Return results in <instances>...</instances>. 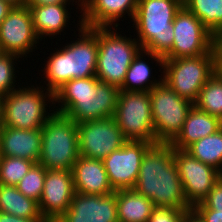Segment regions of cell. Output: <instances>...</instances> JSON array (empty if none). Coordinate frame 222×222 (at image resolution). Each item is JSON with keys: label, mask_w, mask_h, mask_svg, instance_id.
Wrapping results in <instances>:
<instances>
[{"label": "cell", "mask_w": 222, "mask_h": 222, "mask_svg": "<svg viewBox=\"0 0 222 222\" xmlns=\"http://www.w3.org/2000/svg\"><path fill=\"white\" fill-rule=\"evenodd\" d=\"M198 109L222 120V76L214 73L200 90L194 103Z\"/></svg>", "instance_id": "obj_28"}, {"label": "cell", "mask_w": 222, "mask_h": 222, "mask_svg": "<svg viewBox=\"0 0 222 222\" xmlns=\"http://www.w3.org/2000/svg\"><path fill=\"white\" fill-rule=\"evenodd\" d=\"M113 118L127 140L158 144L149 92L119 90Z\"/></svg>", "instance_id": "obj_9"}, {"label": "cell", "mask_w": 222, "mask_h": 222, "mask_svg": "<svg viewBox=\"0 0 222 222\" xmlns=\"http://www.w3.org/2000/svg\"><path fill=\"white\" fill-rule=\"evenodd\" d=\"M203 222H222V210L192 209Z\"/></svg>", "instance_id": "obj_35"}, {"label": "cell", "mask_w": 222, "mask_h": 222, "mask_svg": "<svg viewBox=\"0 0 222 222\" xmlns=\"http://www.w3.org/2000/svg\"><path fill=\"white\" fill-rule=\"evenodd\" d=\"M183 0H138L133 28L142 49L164 57L173 46L172 22Z\"/></svg>", "instance_id": "obj_4"}, {"label": "cell", "mask_w": 222, "mask_h": 222, "mask_svg": "<svg viewBox=\"0 0 222 222\" xmlns=\"http://www.w3.org/2000/svg\"><path fill=\"white\" fill-rule=\"evenodd\" d=\"M186 151L222 173V128L194 142Z\"/></svg>", "instance_id": "obj_26"}, {"label": "cell", "mask_w": 222, "mask_h": 222, "mask_svg": "<svg viewBox=\"0 0 222 222\" xmlns=\"http://www.w3.org/2000/svg\"><path fill=\"white\" fill-rule=\"evenodd\" d=\"M181 222H203V220L191 209L186 212Z\"/></svg>", "instance_id": "obj_39"}, {"label": "cell", "mask_w": 222, "mask_h": 222, "mask_svg": "<svg viewBox=\"0 0 222 222\" xmlns=\"http://www.w3.org/2000/svg\"><path fill=\"white\" fill-rule=\"evenodd\" d=\"M133 190L155 207L192 209L174 161V148L169 143L154 144L146 151Z\"/></svg>", "instance_id": "obj_1"}, {"label": "cell", "mask_w": 222, "mask_h": 222, "mask_svg": "<svg viewBox=\"0 0 222 222\" xmlns=\"http://www.w3.org/2000/svg\"><path fill=\"white\" fill-rule=\"evenodd\" d=\"M222 128V120L192 106L179 134L169 143L174 149L186 150L194 142Z\"/></svg>", "instance_id": "obj_21"}, {"label": "cell", "mask_w": 222, "mask_h": 222, "mask_svg": "<svg viewBox=\"0 0 222 222\" xmlns=\"http://www.w3.org/2000/svg\"><path fill=\"white\" fill-rule=\"evenodd\" d=\"M71 3L50 4L45 6H28L31 10L33 24L40 41L45 36L61 35L64 28L68 27L71 16L66 5ZM70 15V16H69Z\"/></svg>", "instance_id": "obj_23"}, {"label": "cell", "mask_w": 222, "mask_h": 222, "mask_svg": "<svg viewBox=\"0 0 222 222\" xmlns=\"http://www.w3.org/2000/svg\"><path fill=\"white\" fill-rule=\"evenodd\" d=\"M9 2L12 6H27V0H5Z\"/></svg>", "instance_id": "obj_40"}, {"label": "cell", "mask_w": 222, "mask_h": 222, "mask_svg": "<svg viewBox=\"0 0 222 222\" xmlns=\"http://www.w3.org/2000/svg\"><path fill=\"white\" fill-rule=\"evenodd\" d=\"M0 222H46L44 218H21L0 211Z\"/></svg>", "instance_id": "obj_36"}, {"label": "cell", "mask_w": 222, "mask_h": 222, "mask_svg": "<svg viewBox=\"0 0 222 222\" xmlns=\"http://www.w3.org/2000/svg\"><path fill=\"white\" fill-rule=\"evenodd\" d=\"M189 210L191 209L155 207L148 222H181Z\"/></svg>", "instance_id": "obj_32"}, {"label": "cell", "mask_w": 222, "mask_h": 222, "mask_svg": "<svg viewBox=\"0 0 222 222\" xmlns=\"http://www.w3.org/2000/svg\"><path fill=\"white\" fill-rule=\"evenodd\" d=\"M163 81L180 97L195 103L200 90L214 74L213 55L164 59Z\"/></svg>", "instance_id": "obj_8"}, {"label": "cell", "mask_w": 222, "mask_h": 222, "mask_svg": "<svg viewBox=\"0 0 222 222\" xmlns=\"http://www.w3.org/2000/svg\"><path fill=\"white\" fill-rule=\"evenodd\" d=\"M172 28L173 46L164 59L195 57L211 50L212 33L184 6L176 13Z\"/></svg>", "instance_id": "obj_12"}, {"label": "cell", "mask_w": 222, "mask_h": 222, "mask_svg": "<svg viewBox=\"0 0 222 222\" xmlns=\"http://www.w3.org/2000/svg\"><path fill=\"white\" fill-rule=\"evenodd\" d=\"M40 87L22 86L3 96L2 126L25 130L42 129L55 110L53 108L49 113L47 109L48 102L54 105V93Z\"/></svg>", "instance_id": "obj_5"}, {"label": "cell", "mask_w": 222, "mask_h": 222, "mask_svg": "<svg viewBox=\"0 0 222 222\" xmlns=\"http://www.w3.org/2000/svg\"><path fill=\"white\" fill-rule=\"evenodd\" d=\"M119 88L103 83L96 76L74 78L54 92L55 112L73 119L77 124L84 121L113 117Z\"/></svg>", "instance_id": "obj_2"}, {"label": "cell", "mask_w": 222, "mask_h": 222, "mask_svg": "<svg viewBox=\"0 0 222 222\" xmlns=\"http://www.w3.org/2000/svg\"><path fill=\"white\" fill-rule=\"evenodd\" d=\"M70 2H74V0H27V6H45Z\"/></svg>", "instance_id": "obj_37"}, {"label": "cell", "mask_w": 222, "mask_h": 222, "mask_svg": "<svg viewBox=\"0 0 222 222\" xmlns=\"http://www.w3.org/2000/svg\"><path fill=\"white\" fill-rule=\"evenodd\" d=\"M46 171L47 169L43 165L35 163L20 182L15 185L16 188L26 197L39 202L44 189Z\"/></svg>", "instance_id": "obj_30"}, {"label": "cell", "mask_w": 222, "mask_h": 222, "mask_svg": "<svg viewBox=\"0 0 222 222\" xmlns=\"http://www.w3.org/2000/svg\"><path fill=\"white\" fill-rule=\"evenodd\" d=\"M97 28L98 57L96 77L120 88L135 56L142 49L136 38L122 36L117 27Z\"/></svg>", "instance_id": "obj_7"}, {"label": "cell", "mask_w": 222, "mask_h": 222, "mask_svg": "<svg viewBox=\"0 0 222 222\" xmlns=\"http://www.w3.org/2000/svg\"><path fill=\"white\" fill-rule=\"evenodd\" d=\"M79 38L70 41L66 46L56 49L44 67L46 81L45 89L54 93L65 82L74 78H87L96 76V64L98 57L97 28L83 26L79 18ZM81 34V35H80Z\"/></svg>", "instance_id": "obj_3"}, {"label": "cell", "mask_w": 222, "mask_h": 222, "mask_svg": "<svg viewBox=\"0 0 222 222\" xmlns=\"http://www.w3.org/2000/svg\"><path fill=\"white\" fill-rule=\"evenodd\" d=\"M79 156L104 160L128 140L113 117L77 124Z\"/></svg>", "instance_id": "obj_11"}, {"label": "cell", "mask_w": 222, "mask_h": 222, "mask_svg": "<svg viewBox=\"0 0 222 222\" xmlns=\"http://www.w3.org/2000/svg\"><path fill=\"white\" fill-rule=\"evenodd\" d=\"M183 6L212 34L222 29V0H183Z\"/></svg>", "instance_id": "obj_27"}, {"label": "cell", "mask_w": 222, "mask_h": 222, "mask_svg": "<svg viewBox=\"0 0 222 222\" xmlns=\"http://www.w3.org/2000/svg\"><path fill=\"white\" fill-rule=\"evenodd\" d=\"M75 192L85 195L114 193L103 160L79 156L72 168Z\"/></svg>", "instance_id": "obj_20"}, {"label": "cell", "mask_w": 222, "mask_h": 222, "mask_svg": "<svg viewBox=\"0 0 222 222\" xmlns=\"http://www.w3.org/2000/svg\"><path fill=\"white\" fill-rule=\"evenodd\" d=\"M192 209L222 210V176L215 183L208 196L201 203L194 205Z\"/></svg>", "instance_id": "obj_33"}, {"label": "cell", "mask_w": 222, "mask_h": 222, "mask_svg": "<svg viewBox=\"0 0 222 222\" xmlns=\"http://www.w3.org/2000/svg\"><path fill=\"white\" fill-rule=\"evenodd\" d=\"M39 164L47 170H69L79 157L77 123L57 112L41 129Z\"/></svg>", "instance_id": "obj_6"}, {"label": "cell", "mask_w": 222, "mask_h": 222, "mask_svg": "<svg viewBox=\"0 0 222 222\" xmlns=\"http://www.w3.org/2000/svg\"><path fill=\"white\" fill-rule=\"evenodd\" d=\"M90 0H77L75 3H77V6L81 8V10L88 4Z\"/></svg>", "instance_id": "obj_42"}, {"label": "cell", "mask_w": 222, "mask_h": 222, "mask_svg": "<svg viewBox=\"0 0 222 222\" xmlns=\"http://www.w3.org/2000/svg\"><path fill=\"white\" fill-rule=\"evenodd\" d=\"M152 145L146 141L128 140L103 160L109 183L114 191L134 188L143 155Z\"/></svg>", "instance_id": "obj_15"}, {"label": "cell", "mask_w": 222, "mask_h": 222, "mask_svg": "<svg viewBox=\"0 0 222 222\" xmlns=\"http://www.w3.org/2000/svg\"><path fill=\"white\" fill-rule=\"evenodd\" d=\"M39 42L30 8L13 7L0 24V51L26 58Z\"/></svg>", "instance_id": "obj_13"}, {"label": "cell", "mask_w": 222, "mask_h": 222, "mask_svg": "<svg viewBox=\"0 0 222 222\" xmlns=\"http://www.w3.org/2000/svg\"><path fill=\"white\" fill-rule=\"evenodd\" d=\"M119 222H148L155 205L133 189L116 190Z\"/></svg>", "instance_id": "obj_24"}, {"label": "cell", "mask_w": 222, "mask_h": 222, "mask_svg": "<svg viewBox=\"0 0 222 222\" xmlns=\"http://www.w3.org/2000/svg\"><path fill=\"white\" fill-rule=\"evenodd\" d=\"M149 95L156 141L170 143L181 131L194 104L180 97L163 80Z\"/></svg>", "instance_id": "obj_10"}, {"label": "cell", "mask_w": 222, "mask_h": 222, "mask_svg": "<svg viewBox=\"0 0 222 222\" xmlns=\"http://www.w3.org/2000/svg\"><path fill=\"white\" fill-rule=\"evenodd\" d=\"M3 122V96L0 95V127L2 126Z\"/></svg>", "instance_id": "obj_41"}, {"label": "cell", "mask_w": 222, "mask_h": 222, "mask_svg": "<svg viewBox=\"0 0 222 222\" xmlns=\"http://www.w3.org/2000/svg\"><path fill=\"white\" fill-rule=\"evenodd\" d=\"M137 4L138 0H90L81 10L80 18L88 28H118L117 20L125 14L133 20Z\"/></svg>", "instance_id": "obj_18"}, {"label": "cell", "mask_w": 222, "mask_h": 222, "mask_svg": "<svg viewBox=\"0 0 222 222\" xmlns=\"http://www.w3.org/2000/svg\"><path fill=\"white\" fill-rule=\"evenodd\" d=\"M41 143V129L0 127V157H18L38 163Z\"/></svg>", "instance_id": "obj_19"}, {"label": "cell", "mask_w": 222, "mask_h": 222, "mask_svg": "<svg viewBox=\"0 0 222 222\" xmlns=\"http://www.w3.org/2000/svg\"><path fill=\"white\" fill-rule=\"evenodd\" d=\"M0 211L21 218H43L38 202L11 185L0 184Z\"/></svg>", "instance_id": "obj_25"}, {"label": "cell", "mask_w": 222, "mask_h": 222, "mask_svg": "<svg viewBox=\"0 0 222 222\" xmlns=\"http://www.w3.org/2000/svg\"><path fill=\"white\" fill-rule=\"evenodd\" d=\"M72 171L47 170L44 189L38 202L46 222H56L69 208L75 195Z\"/></svg>", "instance_id": "obj_16"}, {"label": "cell", "mask_w": 222, "mask_h": 222, "mask_svg": "<svg viewBox=\"0 0 222 222\" xmlns=\"http://www.w3.org/2000/svg\"><path fill=\"white\" fill-rule=\"evenodd\" d=\"M9 2L0 0V24L7 17L10 10L13 8Z\"/></svg>", "instance_id": "obj_38"}, {"label": "cell", "mask_w": 222, "mask_h": 222, "mask_svg": "<svg viewBox=\"0 0 222 222\" xmlns=\"http://www.w3.org/2000/svg\"><path fill=\"white\" fill-rule=\"evenodd\" d=\"M19 56L9 53H0V95L6 96L15 90L16 71L15 64Z\"/></svg>", "instance_id": "obj_31"}, {"label": "cell", "mask_w": 222, "mask_h": 222, "mask_svg": "<svg viewBox=\"0 0 222 222\" xmlns=\"http://www.w3.org/2000/svg\"><path fill=\"white\" fill-rule=\"evenodd\" d=\"M144 55H147V57L150 56V60L156 61V64L161 67L160 69H163L164 58L162 56L141 49L129 66L124 82L119 88L120 90L150 92L163 80V74H161L157 80H150L152 68H150L148 62L143 59L145 57Z\"/></svg>", "instance_id": "obj_22"}, {"label": "cell", "mask_w": 222, "mask_h": 222, "mask_svg": "<svg viewBox=\"0 0 222 222\" xmlns=\"http://www.w3.org/2000/svg\"><path fill=\"white\" fill-rule=\"evenodd\" d=\"M174 161L191 207L201 203L222 176L221 172L197 160L186 150L174 149Z\"/></svg>", "instance_id": "obj_14"}, {"label": "cell", "mask_w": 222, "mask_h": 222, "mask_svg": "<svg viewBox=\"0 0 222 222\" xmlns=\"http://www.w3.org/2000/svg\"><path fill=\"white\" fill-rule=\"evenodd\" d=\"M56 222H119L116 191L110 195L76 192L68 210Z\"/></svg>", "instance_id": "obj_17"}, {"label": "cell", "mask_w": 222, "mask_h": 222, "mask_svg": "<svg viewBox=\"0 0 222 222\" xmlns=\"http://www.w3.org/2000/svg\"><path fill=\"white\" fill-rule=\"evenodd\" d=\"M35 162L18 157H0V184L17 185Z\"/></svg>", "instance_id": "obj_29"}, {"label": "cell", "mask_w": 222, "mask_h": 222, "mask_svg": "<svg viewBox=\"0 0 222 222\" xmlns=\"http://www.w3.org/2000/svg\"><path fill=\"white\" fill-rule=\"evenodd\" d=\"M214 73L222 76V29L211 35Z\"/></svg>", "instance_id": "obj_34"}]
</instances>
